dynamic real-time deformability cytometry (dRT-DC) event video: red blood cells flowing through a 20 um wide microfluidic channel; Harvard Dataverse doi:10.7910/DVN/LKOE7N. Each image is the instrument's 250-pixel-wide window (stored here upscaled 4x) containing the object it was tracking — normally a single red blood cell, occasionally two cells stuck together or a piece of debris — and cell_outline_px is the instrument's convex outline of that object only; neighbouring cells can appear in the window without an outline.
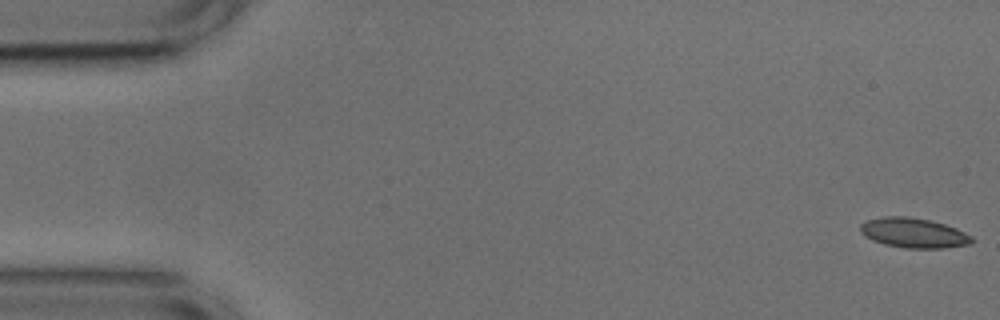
{"species": "common noctule bat (a hibernating species)", "species_latin": "Nyctalus noctula", "temperature_condition": "cold", "stored_images_in_passage": 44, "camera_frame_rate_fps": 3000, "um_per_image_px": 0.085, "animal": {"sex": "male", "body_mass_g": 17.9, "forearm_length_mm": 54.2}, "frame": {"image": 1, "passage_image": 1, "time_ms": 0.0, "image_size_px": [1000, 320], "cell_outline_px": [[976, 240], [972, 244], [944, 248], [904, 248], [884, 244], [872, 240], [864, 236], [860, 232], [860, 224], [868, 220], [884, 216], [908, 216], [928, 220], [944, 224], [956, 228], [972, 236]], "centroid_in_image_um": [77.67, 19.8], "position_along_channel_um": 7.3, "area_um2": 19.54}}
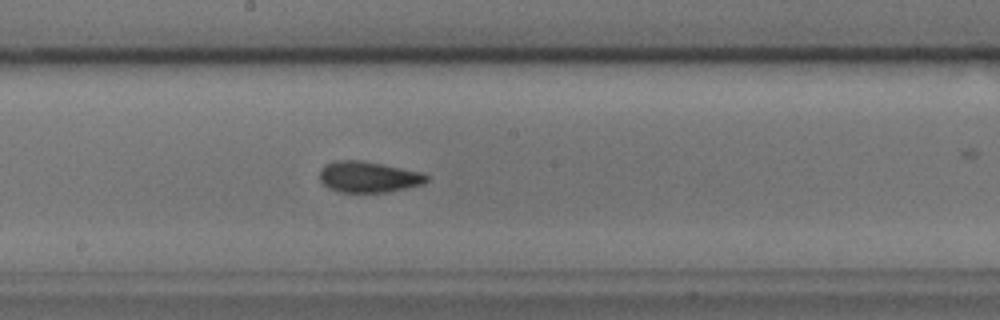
{"frame": {"image": 2, "passage_image": 28, "time_ms": 9.0, "image_size_px": [1000, 320], "cell_outline_px": [[428, 180], [424, 184], [388, 192], [340, 192], [328, 188], [320, 180], [320, 168], [324, 164], [336, 160], [364, 160], [420, 172], [428, 176]], "centroid_in_image_um": [31.29, 15.03], "position_along_channel_um": 216.9, "area_um2": 19.42}}
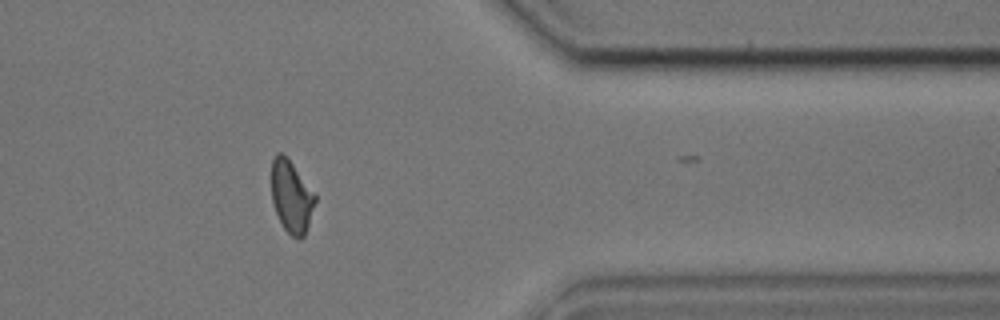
{"frame": {"image": 3, "passage_image": 43, "time_ms": 14.0, "image_size_px": [1000, 320], "cell_outline_px": [[316, 200], [304, 236], [300, 240], [296, 240], [284, 228], [276, 212], [272, 200], [272, 160], [276, 152], [280, 152], [292, 164], [316, 192]], "centroid_in_image_um": [24.79, 16.72], "position_along_channel_um": 386.6, "area_um2": 18.21}, "authors_computed_cell_mechanics": {"area_um2": 19.2185, "velocity_mm_per_s": 3.7565, "shape_relaxation_time_tau1_ms": 3.2732, "shape_relaxation_time_tau2_ms": 0.78, "deformation_change_tau1": 0.1272, "deformation_change_tau2": 0.0775}}